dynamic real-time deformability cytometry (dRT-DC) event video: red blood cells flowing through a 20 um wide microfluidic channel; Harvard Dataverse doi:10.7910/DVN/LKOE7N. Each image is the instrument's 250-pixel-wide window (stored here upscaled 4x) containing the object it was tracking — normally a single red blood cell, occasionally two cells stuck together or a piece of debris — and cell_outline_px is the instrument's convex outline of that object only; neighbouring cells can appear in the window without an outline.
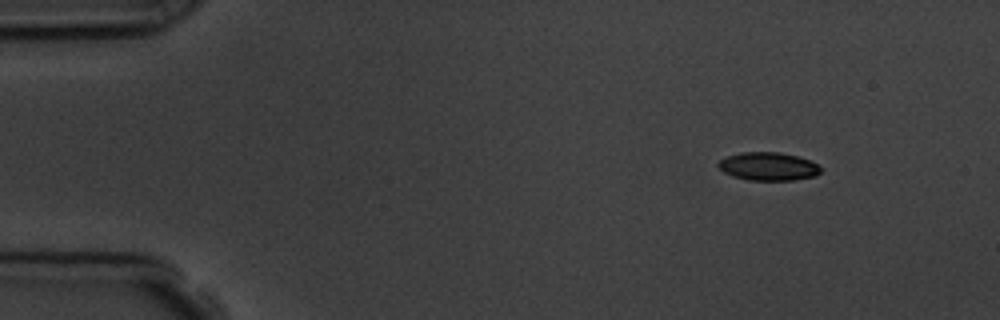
{"species": "common noctule bat (a hibernating species)", "species_latin": "Nyctalus noctula", "temperature_condition": "room temperature", "stored_images_in_passage": 3, "camera_frame_rate_fps": 3000, "um_per_image_px": 0.085, "animal": {"sex": "male", "body_mass_g": 19.5, "forearm_length_mm": 54.6}, "frame": {"image": 1, "passage_image": 1, "time_ms": 0.0, "image_size_px": [1000, 320], "cell_outline_px": [[820, 172], [816, 176], [792, 180], [748, 180], [732, 176], [724, 172], [716, 164], [720, 160], [728, 156], [740, 152], [780, 152], [796, 156], [808, 160], [816, 164], [820, 168]], "centroid_in_image_um": [65.28, 14.14], "position_along_channel_um": 19.7, "area_um2": 16.7}}
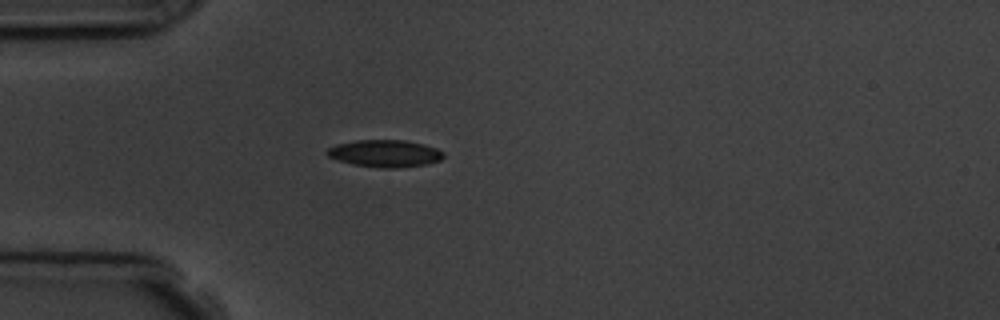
{"frame": {"image": 2, "passage_image": 3, "time_ms": 3.0, "image_size_px": [1000, 320], "cell_outline_px": [[444, 156], [440, 160], [428, 164], [396, 168], [384, 168], [352, 164], [328, 156], [324, 152], [328, 148], [336, 144], [356, 140], [404, 140], [424, 144], [436, 148], [444, 152]], "centroid_in_image_um": [32.73, 13.04], "position_along_channel_um": 52.3, "area_um2": 18.44}}